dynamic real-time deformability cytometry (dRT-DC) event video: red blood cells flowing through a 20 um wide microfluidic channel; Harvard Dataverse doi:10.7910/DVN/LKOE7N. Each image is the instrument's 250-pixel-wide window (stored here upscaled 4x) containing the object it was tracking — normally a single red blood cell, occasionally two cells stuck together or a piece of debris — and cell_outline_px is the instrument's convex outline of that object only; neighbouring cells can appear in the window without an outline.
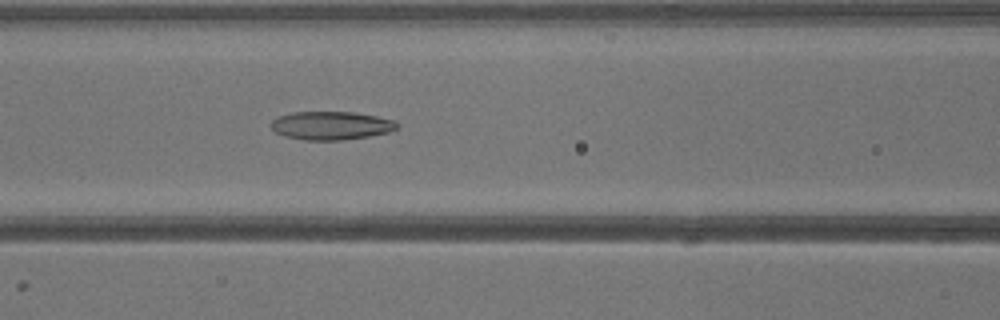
{"species": "common noctule bat (a hibernating species)", "species_latin": "Nyctalus noctula", "temperature_condition": "warm", "stored_images_in_passage": 30, "camera_frame_rate_fps": 3000, "um_per_image_px": 0.085, "animal": {"sex": "male", "body_mass_g": 13.3}, "frame": {"image": 1, "passage_image": 7, "time_ms": 2.0, "image_size_px": [1000, 320], "cell_outline_px": [[400, 124], [396, 128], [388, 132], [368, 136], [344, 140], [304, 140], [284, 136], [276, 132], [272, 128], [272, 120], [280, 116], [292, 112], [352, 112], [376, 116], [396, 120]], "centroid_in_image_um": [28.17, 10.67], "position_along_channel_um": 138.4, "area_um2": 20.75}}
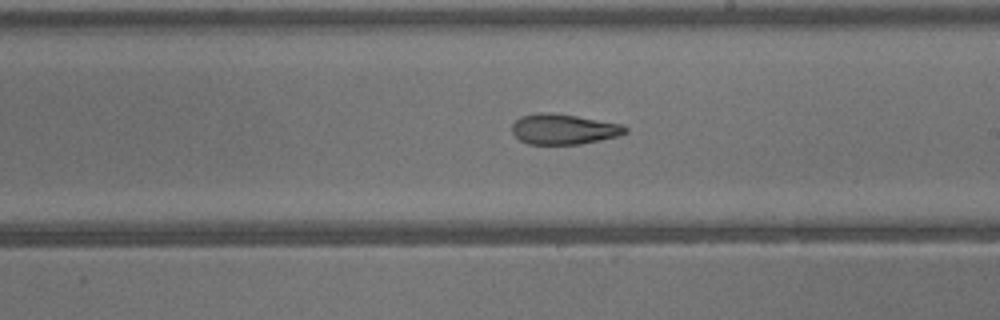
{"frame": {"image": 2, "passage_image": 13, "time_ms": 4.0, "image_size_px": [1000, 320], "cell_outline_px": [[628, 132], [620, 136], [580, 144], [528, 144], [520, 140], [512, 132], [512, 124], [520, 116], [540, 112], [552, 112], [624, 124], [628, 128]], "centroid_in_image_um": [47.94, 10.97], "position_along_channel_um": 241.1, "area_um2": 20.23}}
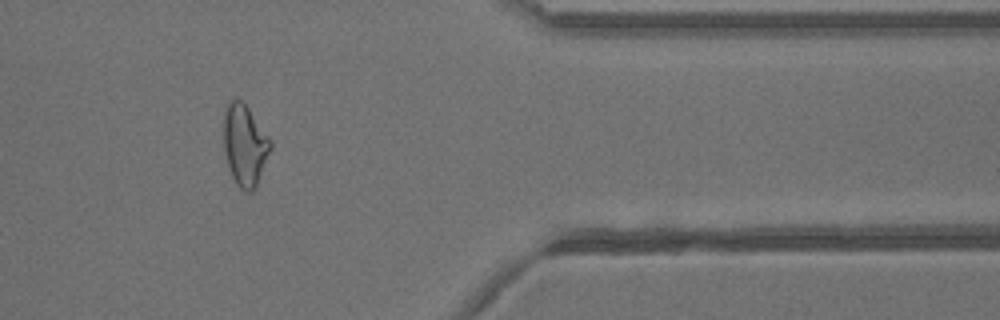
{"frame": {"image": 3, "passage_image": 23, "time_ms": 7.333, "image_size_px": [1000, 320], "cell_outline_px": [[272, 144], [256, 188], [252, 192], [244, 192], [236, 184], [232, 176], [224, 152], [224, 112], [228, 100], [236, 96], [248, 108], [272, 140]], "centroid_in_image_um": [20.8, 12.32], "position_along_channel_um": 390.6, "area_um2": 22.25}}